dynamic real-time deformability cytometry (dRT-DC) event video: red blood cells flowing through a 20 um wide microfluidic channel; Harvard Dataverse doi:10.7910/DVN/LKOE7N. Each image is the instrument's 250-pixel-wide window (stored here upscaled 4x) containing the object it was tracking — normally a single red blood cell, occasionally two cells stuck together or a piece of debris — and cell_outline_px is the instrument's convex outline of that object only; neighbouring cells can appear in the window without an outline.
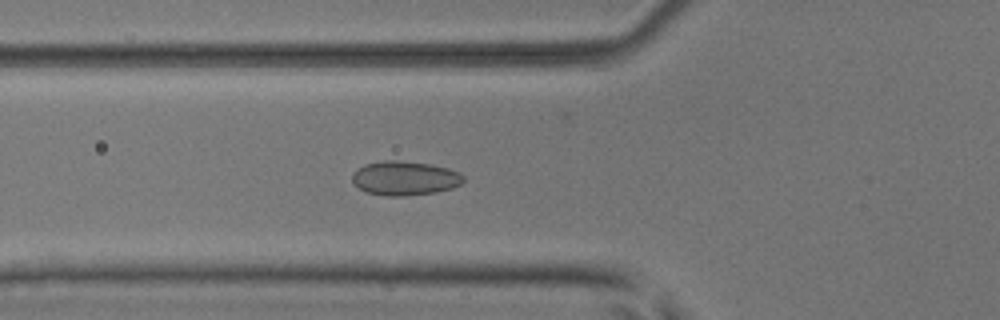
{"species": "common noctule bat (a hibernating species)", "species_latin": "Nyctalus noctula", "temperature_condition": "room temperature", "stored_images_in_passage": 53, "camera_frame_rate_fps": 3000, "um_per_image_px": 0.085, "animal": {"sex": "male", "body_mass_g": 17.9, "forearm_length_mm": 54.2}, "frame": {"image": 1, "passage_image": 20, "time_ms": 6.333, "image_size_px": [1000, 320], "cell_outline_px": [[464, 180], [460, 184], [452, 188], [436, 192], [404, 196], [388, 196], [364, 192], [352, 180], [352, 176], [364, 164], [384, 160], [396, 160], [428, 164], [448, 168], [460, 172], [464, 176]], "centroid_in_image_um": [34.43, 15.15], "position_along_channel_um": 91.4, "area_um2": 22.02}}
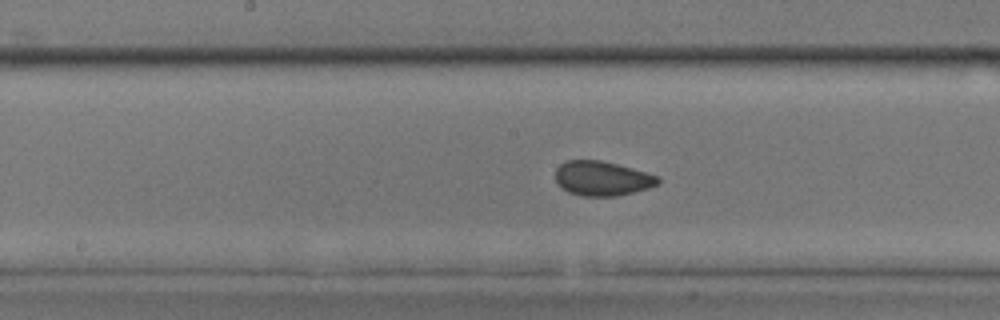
{"frame": {"image": 2, "passage_image": 28, "time_ms": 9.0, "image_size_px": [1000, 320], "cell_outline_px": [[660, 184], [648, 188], [616, 196], [584, 196], [568, 192], [556, 184], [556, 168], [560, 164], [568, 160], [600, 160], [632, 168], [660, 176]], "centroid_in_image_um": [51.18, 15.17], "position_along_channel_um": 197.0, "area_um2": 20.69}}
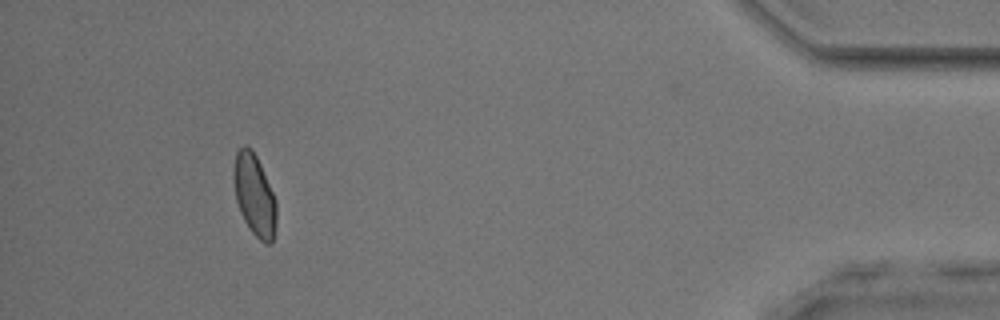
{"frame": {"image": 3, "passage_image": 49, "time_ms": 16.0, "image_size_px": [1000, 320], "cell_outline_px": [[276, 224], [272, 244], [264, 244], [252, 232], [244, 220], [240, 212], [236, 200], [232, 180], [232, 172], [236, 152], [244, 144], [248, 144], [252, 148], [260, 164], [276, 200]], "centroid_in_image_um": [21.61, 16.56], "position_along_channel_um": 413.6, "area_um2": 20.58}, "authors_computed_cell_mechanics": {"area_um2": 21.1548, "velocity_mm_per_s": 3.9639, "shape_relaxation_time_tau1_ms": null, "shape_relaxation_time_tau2_ms": 0.8169, "deformation_change_tau1": null, "deformation_change_tau2": 0.0518}}